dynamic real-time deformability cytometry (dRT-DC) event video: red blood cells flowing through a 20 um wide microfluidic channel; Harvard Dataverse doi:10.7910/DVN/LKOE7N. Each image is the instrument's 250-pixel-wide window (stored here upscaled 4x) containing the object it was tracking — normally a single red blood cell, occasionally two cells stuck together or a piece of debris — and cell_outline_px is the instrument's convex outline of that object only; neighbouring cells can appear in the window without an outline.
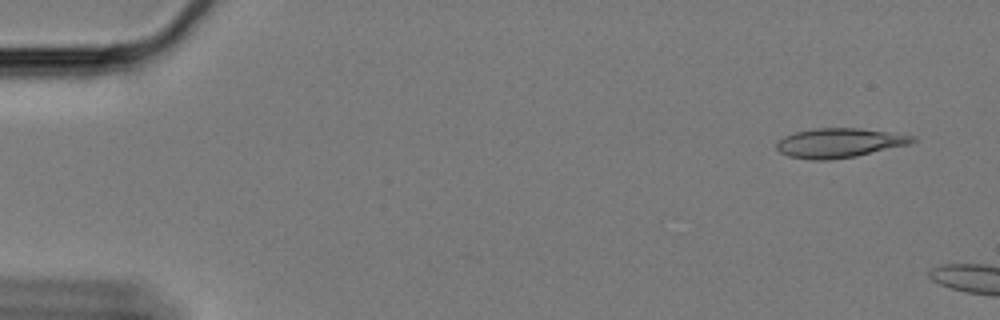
{"species": "Egyptian fruit bat (a non-hibernating species)", "species_latin": "Rousettus aegyptiacus", "temperature_condition": "cold", "stored_images_in_passage": 10, "camera_frame_rate_fps": 3000, "um_per_image_px": 0.085, "animal": {"sex": "female"}, "frame": {"image": 1, "passage_image": 4, "time_ms": 1.0, "image_size_px": [1000, 320], "cell_outline_px": [[916, 140], [908, 144], [856, 156], [832, 160], [812, 160], [788, 156], [780, 152], [776, 148], [776, 144], [784, 136], [796, 132], [812, 128], [860, 128], [916, 136]], "centroid_in_image_um": [71.31, 12.15], "position_along_channel_um": 13.7, "area_um2": 23.18}}